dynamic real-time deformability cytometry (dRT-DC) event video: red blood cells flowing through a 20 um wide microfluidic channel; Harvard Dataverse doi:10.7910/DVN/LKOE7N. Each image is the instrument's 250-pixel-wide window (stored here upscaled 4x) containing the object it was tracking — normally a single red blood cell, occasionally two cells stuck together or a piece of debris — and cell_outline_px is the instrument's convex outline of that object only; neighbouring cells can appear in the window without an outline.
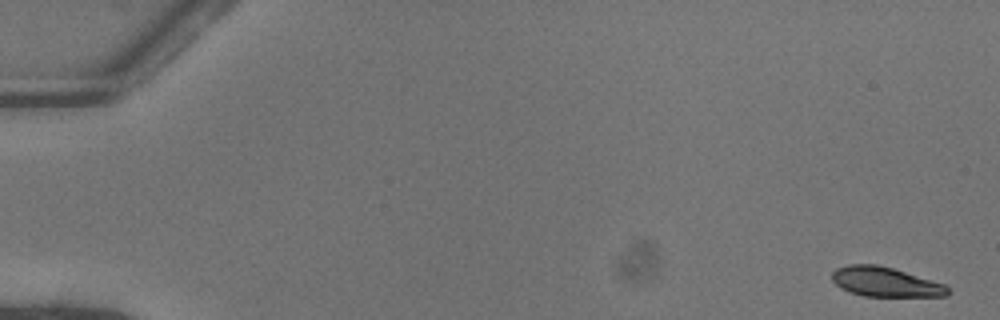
{"species": "common noctule bat (a hibernating species)", "species_latin": "Nyctalus noctula", "temperature_condition": "warm", "stored_images_in_passage": 46, "camera_frame_rate_fps": 3000, "um_per_image_px": 0.085, "animal": {"sex": "female"}, "frame": {"image": 1, "passage_image": 1, "time_ms": 0.0, "image_size_px": [1000, 320], "cell_outline_px": [[948, 296], [864, 296], [848, 292], [840, 288], [832, 280], [832, 272], [836, 268], [848, 264], [876, 264], [892, 268], [944, 284], [948, 288]], "centroid_in_image_um": [75.19, 23.96], "position_along_channel_um": 9.8, "area_um2": 19.83}}
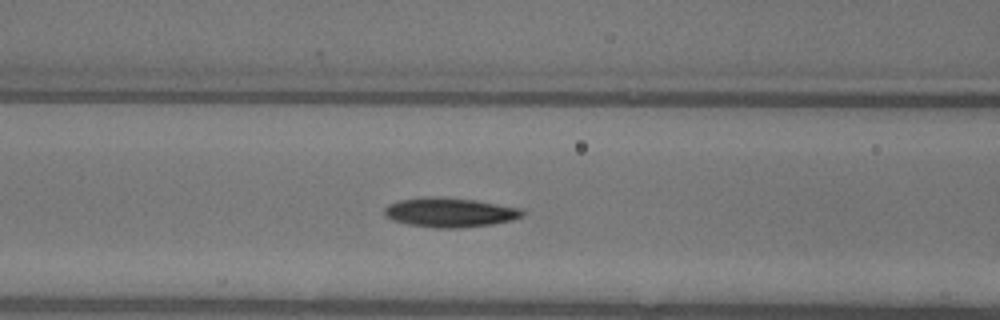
{"frame": {"image": 2, "passage_image": 22, "time_ms": 7.0, "image_size_px": [1000, 320], "cell_outline_px": [[524, 216], [512, 220], [492, 224], [460, 228], [436, 228], [408, 224], [392, 220], [384, 216], [384, 208], [388, 204], [396, 200], [424, 196], [440, 196], [476, 200], [520, 208], [524, 212]], "centroid_in_image_um": [38.19, 18.04], "position_along_channel_um": 128.4, "area_um2": 23.99}}
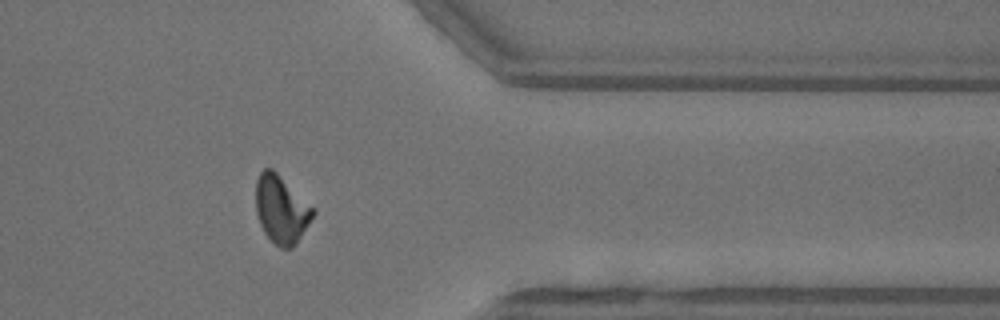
{"frame": {"image": 3, "passage_image": 42, "time_ms": 13.667, "image_size_px": [1000, 320], "cell_outline_px": [[316, 212], [296, 244], [292, 248], [280, 248], [264, 232], [260, 224], [256, 212], [256, 180], [260, 172], [264, 168], [272, 168], [316, 208]], "centroid_in_image_um": [23.93, 17.78], "position_along_channel_um": 387.5, "area_um2": 22.72}, "authors_computed_cell_mechanics": {"area_um2": 22.4553, "velocity_mm_per_s": 4.071, "shape_relaxation_time_tau1_ms": 3.1245, "shape_relaxation_time_tau2_ms": 3.3034, "deformation_change_tau1": 0.1631, "deformation_change_tau2": 0.1029}}